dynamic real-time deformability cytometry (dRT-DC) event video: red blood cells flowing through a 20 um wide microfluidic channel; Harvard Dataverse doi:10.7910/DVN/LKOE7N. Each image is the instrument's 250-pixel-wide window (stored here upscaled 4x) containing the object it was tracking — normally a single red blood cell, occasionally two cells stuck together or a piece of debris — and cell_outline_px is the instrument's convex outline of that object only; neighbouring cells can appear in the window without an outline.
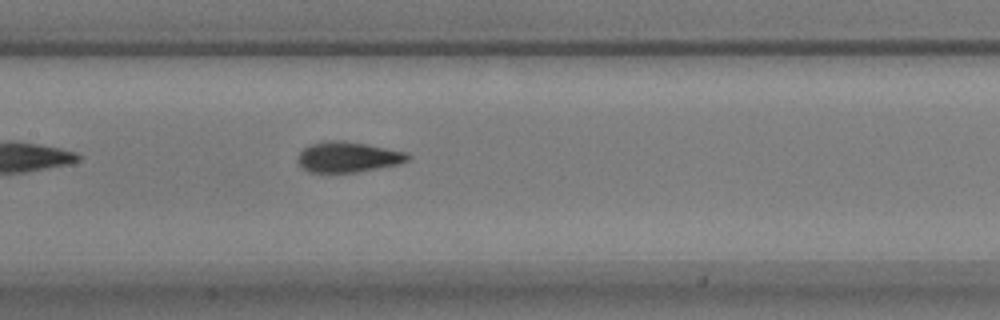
{"species": "common noctule bat (a hibernating species)", "species_latin": "Nyctalus noctula", "temperature_condition": "warm", "stored_images_in_passage": 19, "camera_frame_rate_fps": 3000, "um_per_image_px": 0.085, "animal": {"sex": "male", "body_mass_g": 17.9}, "frame": {"image": 1, "passage_image": 11, "time_ms": 3.333, "image_size_px": [1000, 320], "cell_outline_px": [[412, 156], [408, 160], [396, 164], [356, 172], [308, 172], [296, 160], [300, 152], [308, 144], [324, 140], [344, 140], [408, 152]], "centroid_in_image_um": [29.55, 13.32], "position_along_channel_um": 177.9, "area_um2": 19.54}}